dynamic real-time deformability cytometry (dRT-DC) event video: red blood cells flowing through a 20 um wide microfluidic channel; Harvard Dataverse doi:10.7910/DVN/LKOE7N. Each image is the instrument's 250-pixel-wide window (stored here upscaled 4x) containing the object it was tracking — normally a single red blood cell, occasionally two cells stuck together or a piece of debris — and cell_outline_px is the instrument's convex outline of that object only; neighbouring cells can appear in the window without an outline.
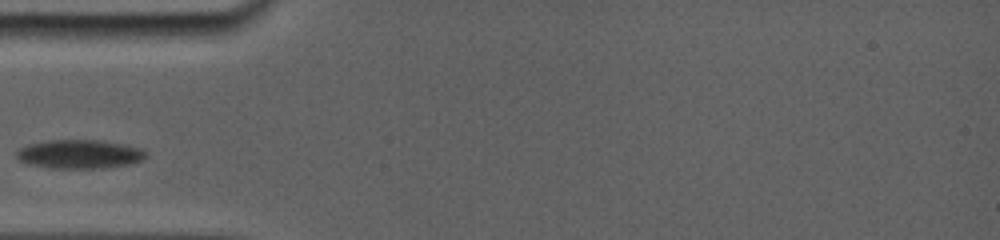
{"species": "common noctule bat (a hibernating species)", "species_latin": "Nyctalus noctula", "temperature_condition": "room temperature", "stored_images_in_passage": 11, "camera_frame_rate_fps": 5000, "um_per_image_px": 0.085, "animal": {"sex": "female", "body_mass_g": 19.0, "forearm_length_mm": 56.7}, "frame": {"image": 1, "passage_image": 2, "time_ms": 1.2, "image_size_px": [1000, 240], "cell_outline_px": [[144, 160], [128, 164], [100, 168], [48, 168], [28, 164], [20, 160], [16, 156], [16, 152], [20, 148], [32, 144], [52, 140], [96, 140], [136, 148], [144, 152]], "centroid_in_image_um": [6.68, 13.12], "position_along_channel_um": 78.3, "area_um2": 21.04}}
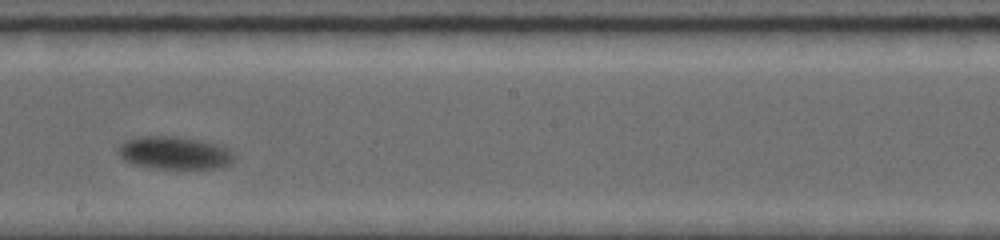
{"frame": {"image": 2, "passage_image": 6, "time_ms": 5.6, "image_size_px": [1000, 240], "cell_outline_px": [[236, 160], [232, 164], [216, 168], [152, 168], [132, 164], [124, 160], [116, 152], [128, 140], [140, 136], [176, 136], [216, 144], [228, 148], [236, 152]], "centroid_in_image_um": [14.9, 13.01], "position_along_channel_um": 233.3, "area_um2": 22.14}}
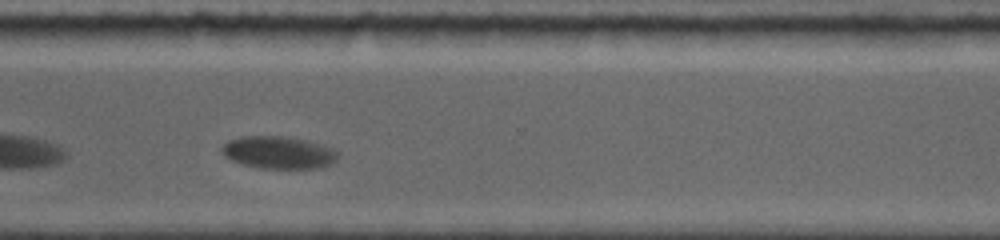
{"frame": {"image": 3, "passage_image": 9, "time_ms": 8.8, "image_size_px": [1000, 240], "cell_outline_px": [[340, 152], [336, 160], [332, 164], [320, 168], [260, 168], [244, 164], [232, 160], [224, 156], [220, 152], [220, 148], [228, 140], [240, 136], [284, 136], [304, 140], [320, 144], [332, 148]], "centroid_in_image_um": [23.67, 12.96], "position_along_channel_um": 346.9, "area_um2": 22.02}, "authors_computed_cell_mechanics": {"area_um2": 21.675, "velocity_mm_per_s": 3.5281, "shape_relaxation_time_tau1_ms": 4.0695, "shape_relaxation_time_tau2_ms": null, "deformation_change_tau1": 0.0666, "deformation_change_tau2": null}}